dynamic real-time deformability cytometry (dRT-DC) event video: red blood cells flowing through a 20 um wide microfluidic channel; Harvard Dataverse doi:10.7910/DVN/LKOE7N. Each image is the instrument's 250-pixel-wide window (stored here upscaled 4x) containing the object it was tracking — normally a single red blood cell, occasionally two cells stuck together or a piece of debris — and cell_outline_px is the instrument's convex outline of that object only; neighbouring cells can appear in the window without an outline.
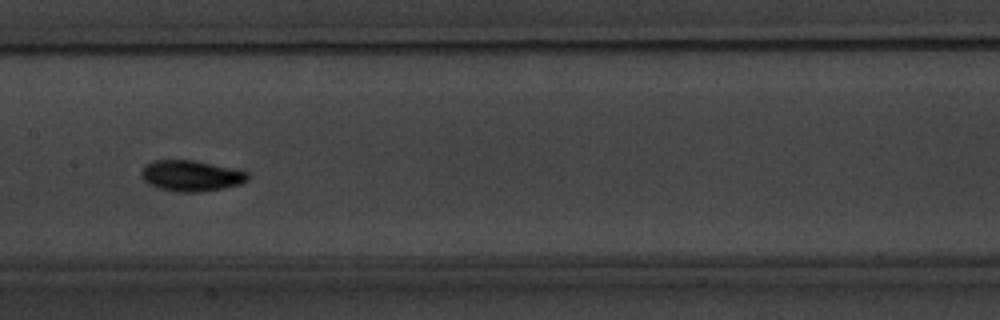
{"species": "common noctule bat (a hibernating species)", "species_latin": "Nyctalus noctula", "temperature_condition": "warm", "stored_images_in_passage": 5, "camera_frame_rate_fps": 3000, "um_per_image_px": 0.085, "animal": {"sex": "male", "body_mass_g": 20.1, "forearm_length_mm": 53.5}, "frame": {"image": 1, "passage_image": 5, "time_ms": 5.0, "image_size_px": [1000, 320], "cell_outline_px": [[248, 180], [240, 184], [224, 188], [200, 192], [176, 192], [160, 188], [148, 184], [140, 176], [140, 172], [152, 160], [196, 160], [248, 172]], "centroid_in_image_um": [16.23, 14.94], "position_along_channel_um": 191.2, "area_um2": 19.13}}